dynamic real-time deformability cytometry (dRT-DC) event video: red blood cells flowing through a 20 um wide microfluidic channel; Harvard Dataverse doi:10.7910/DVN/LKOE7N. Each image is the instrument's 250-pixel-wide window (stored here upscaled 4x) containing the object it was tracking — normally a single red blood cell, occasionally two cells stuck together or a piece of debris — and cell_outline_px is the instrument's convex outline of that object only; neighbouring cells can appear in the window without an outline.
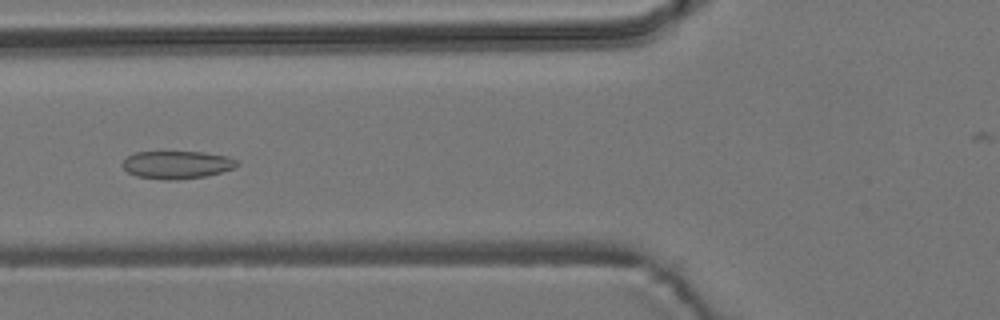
{"species": "common noctule bat (a hibernating species)", "species_latin": "Nyctalus noctula", "temperature_condition": "room temperature", "stored_images_in_passage": 6, "camera_frame_rate_fps": 3000, "um_per_image_px": 0.085, "animal": {"sex": "male", "body_mass_g": 19.2, "forearm_length_mm": 51.8}, "frame": {"image": 1, "passage_image": 5, "time_ms": 5.333, "image_size_px": [1000, 320], "cell_outline_px": [[240, 164], [232, 168], [220, 172], [204, 176], [176, 180], [164, 180], [136, 176], [128, 172], [120, 164], [128, 156], [136, 152], [204, 152], [228, 156], [236, 160]], "centroid_in_image_um": [15.02, 14.0], "position_along_channel_um": 110.8, "area_um2": 18.5}}
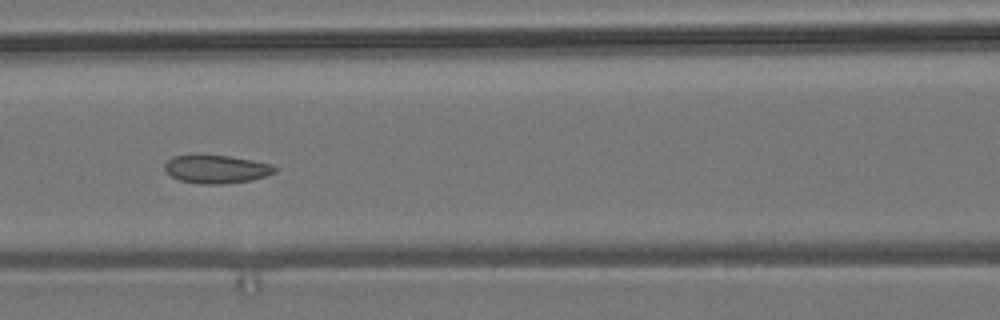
{"frame": {"image": 2, "passage_image": 6, "time_ms": 6.333, "image_size_px": [1000, 320], "cell_outline_px": [[280, 168], [276, 172], [264, 176], [248, 180], [224, 184], [200, 184], [180, 180], [172, 176], [164, 168], [164, 164], [172, 156], [228, 156], [252, 160], [272, 164]], "centroid_in_image_um": [18.43, 14.38], "position_along_channel_um": 148.2, "area_um2": 17.8}}